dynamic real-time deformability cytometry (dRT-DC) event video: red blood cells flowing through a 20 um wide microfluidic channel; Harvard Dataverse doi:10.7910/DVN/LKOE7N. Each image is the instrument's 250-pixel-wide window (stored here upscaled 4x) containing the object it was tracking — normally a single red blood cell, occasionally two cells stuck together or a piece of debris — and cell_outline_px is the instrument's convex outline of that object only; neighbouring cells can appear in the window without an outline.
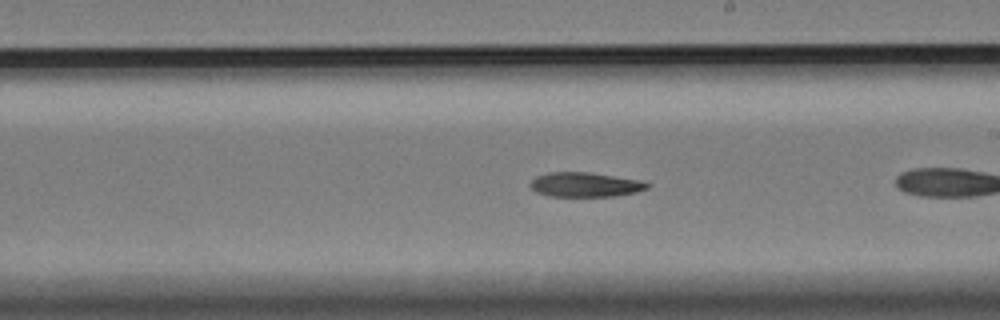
{"species": "Egyptian fruit bat (a non-hibernating species)", "species_latin": "Rousettus aegyptiacus", "temperature_condition": "cold", "stored_images_in_passage": 16, "camera_frame_rate_fps": 3000, "um_per_image_px": 0.085, "animal": {"sex": "female"}, "frame": {"image": 1, "passage_image": 10, "time_ms": 3.0, "image_size_px": [1000, 320], "cell_outline_px": [[648, 188], [636, 192], [612, 196], [548, 196], [536, 192], [528, 184], [536, 176], [548, 172], [588, 172], [636, 180], [648, 184]], "centroid_in_image_um": [49.64, 15.7], "position_along_channel_um": 239.4, "area_um2": 16.42}}